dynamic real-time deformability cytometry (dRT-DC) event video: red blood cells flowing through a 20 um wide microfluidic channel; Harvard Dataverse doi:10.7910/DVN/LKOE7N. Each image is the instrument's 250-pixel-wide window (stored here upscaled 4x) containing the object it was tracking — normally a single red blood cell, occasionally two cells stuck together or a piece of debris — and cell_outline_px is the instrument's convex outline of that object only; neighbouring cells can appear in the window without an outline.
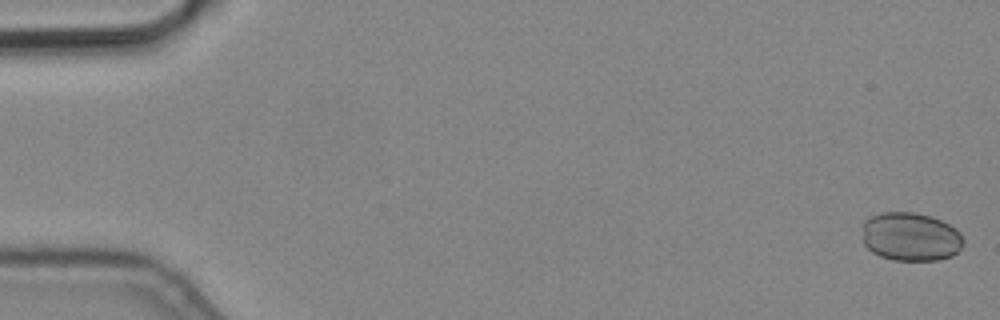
{"species": "common noctule bat (a hibernating species)", "species_latin": "Nyctalus noctula", "temperature_condition": "cold", "stored_images_in_passage": 5, "camera_frame_rate_fps": 3000, "um_per_image_px": 0.085, "animal": {"sex": "male", "body_mass_g": 19.2, "forearm_length_mm": 51.8}, "frame": {"image": 1, "passage_image": 1, "time_ms": 0.0, "image_size_px": [1000, 320], "cell_outline_px": [[964, 244], [952, 256], [936, 260], [892, 260], [880, 256], [872, 252], [864, 244], [864, 220], [880, 212], [912, 212], [932, 216], [956, 228], [960, 232], [964, 240]], "centroid_in_image_um": [77.42, 20.12], "position_along_channel_um": 7.6, "area_um2": 28.67}}